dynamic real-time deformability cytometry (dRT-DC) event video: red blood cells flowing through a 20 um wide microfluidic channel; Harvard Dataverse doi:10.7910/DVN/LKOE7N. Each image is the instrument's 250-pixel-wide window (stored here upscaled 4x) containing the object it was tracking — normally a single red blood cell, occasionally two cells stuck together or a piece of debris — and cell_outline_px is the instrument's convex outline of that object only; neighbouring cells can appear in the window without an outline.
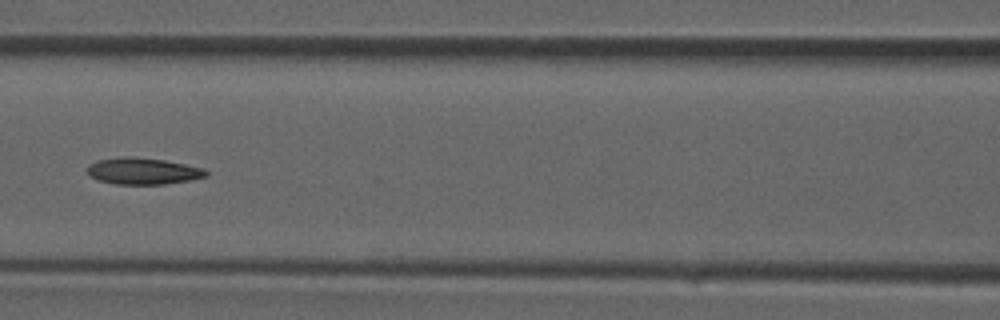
{"species": "common noctule bat (a hibernating species)", "species_latin": "Nyctalus noctula", "temperature_condition": "room temperature", "stored_images_in_passage": 29, "camera_frame_rate_fps": 3000, "um_per_image_px": 0.085, "animal": {"sex": "male", "forearm_length_mm": 52.5}, "frame": {"image": 1, "passage_image": 9, "time_ms": 2.667, "image_size_px": [1000, 320], "cell_outline_px": [[208, 176], [188, 180], [164, 184], [116, 184], [96, 180], [88, 176], [88, 164], [100, 160], [128, 156], [132, 156], [164, 160], [204, 168], [208, 172]], "centroid_in_image_um": [12.14, 14.55], "position_along_channel_um": 154.5, "area_um2": 18.32}}